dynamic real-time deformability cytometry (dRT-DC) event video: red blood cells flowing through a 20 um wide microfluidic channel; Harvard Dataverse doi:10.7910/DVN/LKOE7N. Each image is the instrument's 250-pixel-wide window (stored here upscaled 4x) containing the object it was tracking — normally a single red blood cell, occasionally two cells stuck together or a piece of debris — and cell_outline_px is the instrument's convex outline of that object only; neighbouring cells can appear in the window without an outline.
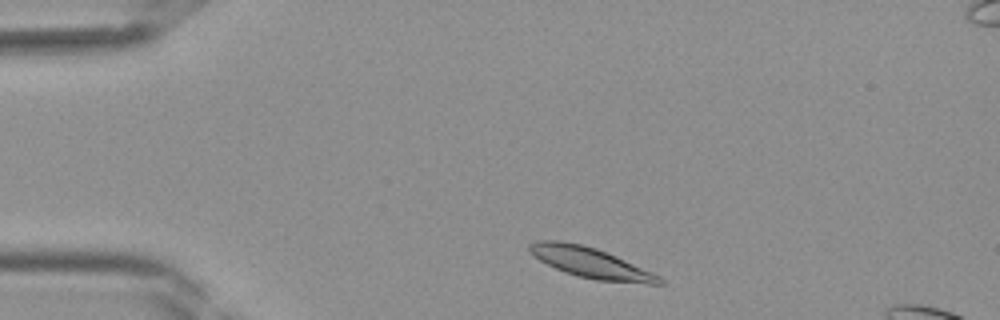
{"species": "Egyptian fruit bat (a non-hibernating species)", "species_latin": "Rousettus aegyptiacus", "temperature_condition": "room temperature", "stored_images_in_passage": 35, "camera_frame_rate_fps": 3000, "um_per_image_px": 0.085, "frame": {"image": 1, "passage_image": 2, "time_ms": 0.333, "image_size_px": [1000, 320], "cell_outline_px": [[664, 284], [648, 284], [596, 280], [580, 276], [556, 268], [540, 260], [528, 252], [528, 244], [540, 240], [560, 240], [580, 244], [596, 248], [616, 256], [652, 272], [660, 276], [664, 280]], "centroid_in_image_um": [50.21, 22.32], "position_along_channel_um": 34.8, "area_um2": 22.77}}
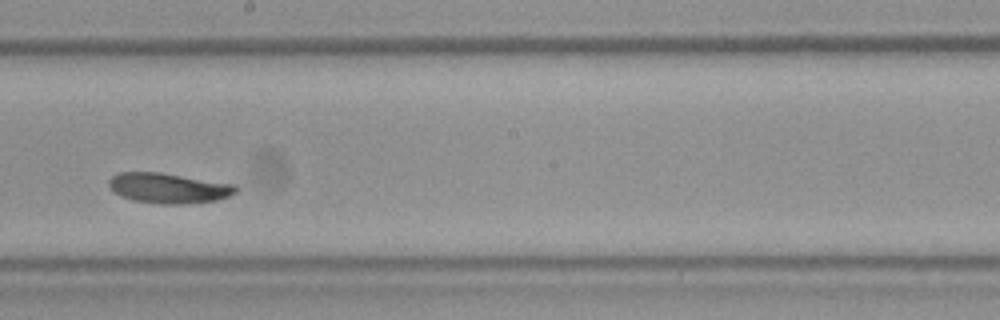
{"frame": {"image": 2, "passage_image": 17, "time_ms": 5.333, "image_size_px": [1000, 320], "cell_outline_px": [[236, 192], [228, 196], [216, 200], [184, 204], [164, 204], [132, 200], [120, 196], [108, 184], [108, 180], [112, 176], [120, 172], [160, 172], [236, 184]], "centroid_in_image_um": [14.32, 15.98], "position_along_channel_um": 233.9, "area_um2": 22.25}}
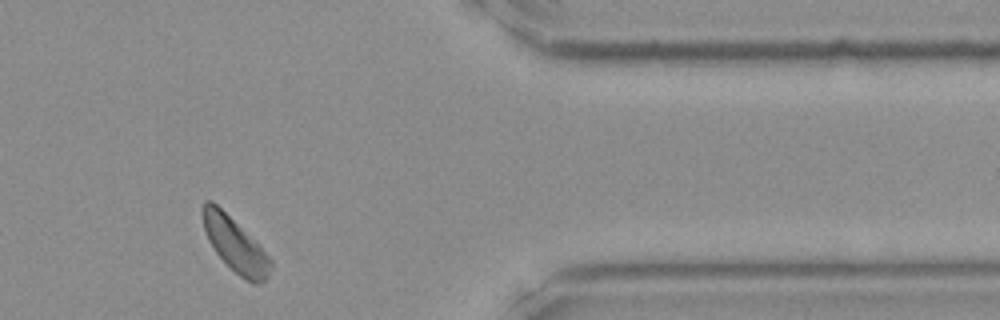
{"frame": {"image": 3, "passage_image": 28, "time_ms": 9.0, "image_size_px": [1000, 320], "cell_outline_px": [[272, 264], [268, 276], [264, 280], [256, 284], [252, 284], [244, 280], [216, 252], [208, 240], [204, 228], [200, 212], [200, 208], [204, 200], [212, 200], [272, 260]], "centroid_in_image_um": [19.93, 20.79], "position_along_channel_um": 391.5, "area_um2": 20.63}}